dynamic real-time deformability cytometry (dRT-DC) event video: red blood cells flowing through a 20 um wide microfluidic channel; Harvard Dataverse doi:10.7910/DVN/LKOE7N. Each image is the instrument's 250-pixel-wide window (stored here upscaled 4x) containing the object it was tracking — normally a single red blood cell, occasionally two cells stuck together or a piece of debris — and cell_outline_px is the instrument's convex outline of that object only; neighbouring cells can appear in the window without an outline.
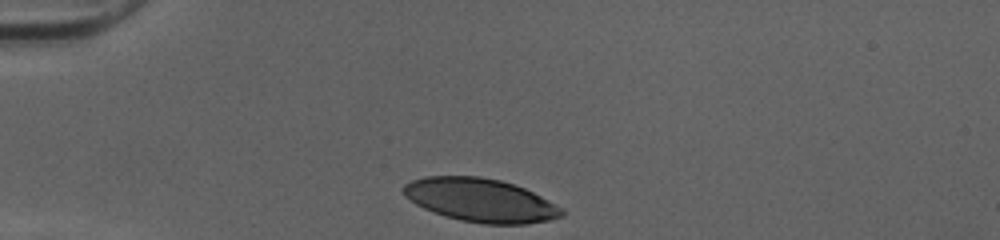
{"species": "human", "species_latin": "Homo sapiens", "temperature_condition": "cold", "stored_images_in_passage": 29, "camera_frame_rate_fps": 3000, "um_per_image_px": 0.085, "donor": {"sex": "female"}, "frame": {"image": 1, "passage_image": 1, "time_ms": 0.0, "image_size_px": [1000, 240], "cell_outline_px": [[564, 212], [560, 216], [548, 220], [528, 224], [484, 224], [460, 220], [444, 216], [424, 208], [416, 204], [404, 196], [400, 188], [404, 184], [412, 180], [424, 176], [480, 176], [500, 180], [524, 188], [564, 208]], "centroid_in_image_um": [40.8, 17.01], "position_along_channel_um": 44.2, "area_um2": 40.11}}
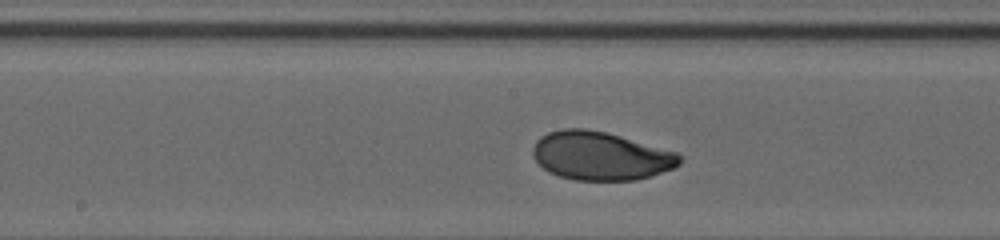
{"frame": {"image": 2, "passage_image": 15, "time_ms": 4.667, "image_size_px": [1000, 240], "cell_outline_px": [[680, 164], [672, 168], [636, 180], [576, 180], [560, 176], [548, 172], [532, 156], [532, 148], [536, 140], [540, 136], [548, 132], [560, 128], [584, 128], [604, 132], [620, 136], [676, 152], [680, 156]], "centroid_in_image_um": [50.99, 13.24], "position_along_channel_um": 197.2, "area_um2": 41.15}}
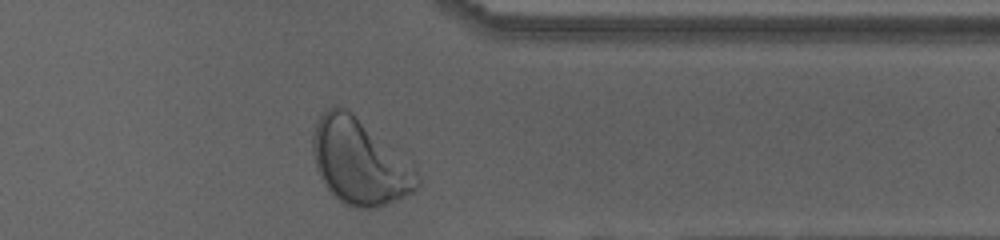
{"frame": {"image": 3, "passage_image": 29, "time_ms": 9.333, "image_size_px": [1000, 240], "cell_outline_px": [[420, 184], [416, 192], [376, 208], [356, 208], [344, 204], [324, 184], [316, 168], [312, 152], [312, 132], [316, 120], [332, 104], [336, 104], [352, 112], [416, 168], [420, 176]], "centroid_in_image_um": [30.55, 13.75], "position_along_channel_um": 380.8, "area_um2": 52.19}, "authors_computed_cell_mechanics": {"area_um2": 40.9224, "velocity_mm_per_s": 4.0141, "shape_relaxation_time_tau1_ms": 3.0437, "shape_relaxation_time_tau2_ms": 0.7933, "deformation_change_tau1": 0.1458, "deformation_change_tau2": 0.0463}}